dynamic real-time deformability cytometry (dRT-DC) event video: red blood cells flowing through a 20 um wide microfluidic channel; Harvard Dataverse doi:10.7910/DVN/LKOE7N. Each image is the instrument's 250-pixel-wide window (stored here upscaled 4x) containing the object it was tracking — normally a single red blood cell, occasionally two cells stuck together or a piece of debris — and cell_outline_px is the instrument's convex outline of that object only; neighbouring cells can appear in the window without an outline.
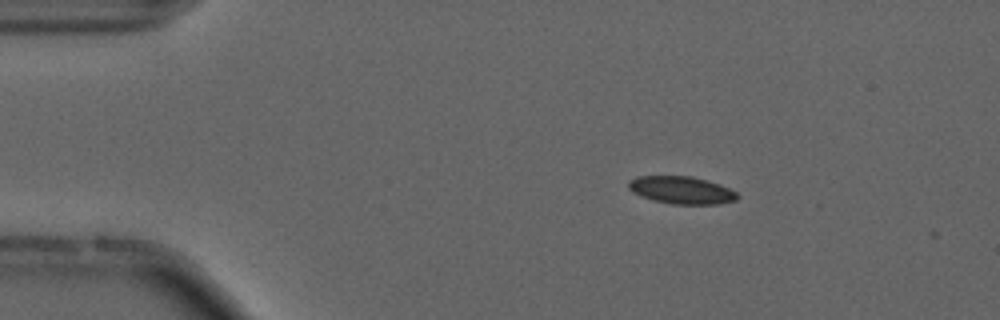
{"species": "common noctule bat (a hibernating species)", "species_latin": "Nyctalus noctula", "temperature_condition": "cold", "stored_images_in_passage": 6, "camera_frame_rate_fps": 3000, "um_per_image_px": 0.085, "animal": {"sex": "male", "forearm_length_mm": 52.5}, "frame": {"image": 1, "passage_image": 2, "time_ms": 0.333, "image_size_px": [1000, 320], "cell_outline_px": [[740, 196], [736, 200], [720, 204], [672, 204], [652, 200], [640, 196], [632, 192], [628, 188], [628, 180], [636, 176], [692, 176], [708, 180], [720, 184], [736, 192]], "centroid_in_image_um": [57.91, 16.16], "position_along_channel_um": 27.1, "area_um2": 17.69}}